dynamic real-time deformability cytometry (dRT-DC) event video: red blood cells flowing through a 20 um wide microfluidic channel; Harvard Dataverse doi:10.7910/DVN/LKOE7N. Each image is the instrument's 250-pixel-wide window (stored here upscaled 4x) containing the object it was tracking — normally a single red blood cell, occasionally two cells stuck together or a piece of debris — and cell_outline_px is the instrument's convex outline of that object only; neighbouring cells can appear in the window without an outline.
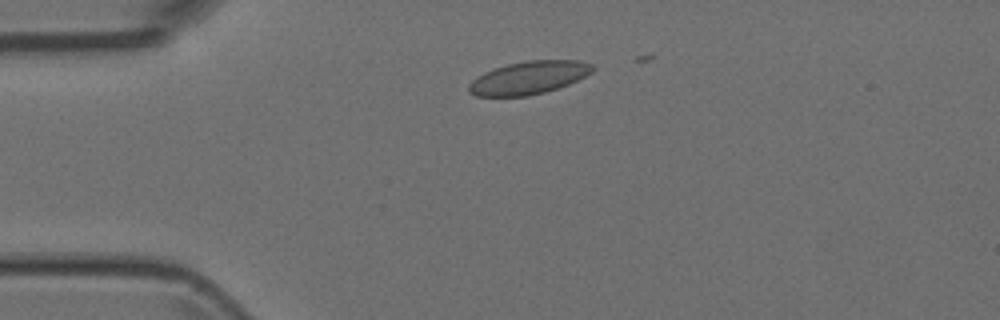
{"species": "Egyptian fruit bat (a non-hibernating species)", "species_latin": "Rousettus aegyptiacus", "temperature_condition": "room temperature", "stored_images_in_passage": 4, "camera_frame_rate_fps": 3000, "um_per_image_px": 0.085, "animal": {"sex": "female"}, "frame": {"image": 1, "passage_image": 2, "time_ms": 0.333, "image_size_px": [1000, 320], "cell_outline_px": [[596, 68], [592, 72], [568, 84], [544, 92], [528, 96], [476, 96], [468, 92], [468, 84], [472, 80], [484, 72], [508, 64], [528, 60], [580, 60], [592, 64]], "centroid_in_image_um": [44.94, 6.6], "position_along_channel_um": 40.1, "area_um2": 23.64}}